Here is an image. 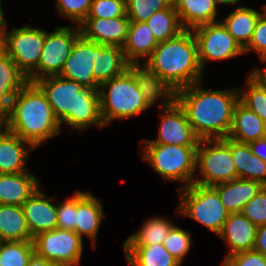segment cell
<instances>
[{
	"instance_id": "obj_1",
	"label": "cell",
	"mask_w": 266,
	"mask_h": 266,
	"mask_svg": "<svg viewBox=\"0 0 266 266\" xmlns=\"http://www.w3.org/2000/svg\"><path fill=\"white\" fill-rule=\"evenodd\" d=\"M175 101L200 140L223 139L231 129L233 114L239 102V90H205L202 81L179 89Z\"/></svg>"
},
{
	"instance_id": "obj_2",
	"label": "cell",
	"mask_w": 266,
	"mask_h": 266,
	"mask_svg": "<svg viewBox=\"0 0 266 266\" xmlns=\"http://www.w3.org/2000/svg\"><path fill=\"white\" fill-rule=\"evenodd\" d=\"M34 83L45 94L60 125L84 132L93 125L103 128L98 90L85 89L62 76H48Z\"/></svg>"
},
{
	"instance_id": "obj_3",
	"label": "cell",
	"mask_w": 266,
	"mask_h": 266,
	"mask_svg": "<svg viewBox=\"0 0 266 266\" xmlns=\"http://www.w3.org/2000/svg\"><path fill=\"white\" fill-rule=\"evenodd\" d=\"M3 128L35 148L62 131L45 94L34 82H27L12 99L9 118Z\"/></svg>"
},
{
	"instance_id": "obj_4",
	"label": "cell",
	"mask_w": 266,
	"mask_h": 266,
	"mask_svg": "<svg viewBox=\"0 0 266 266\" xmlns=\"http://www.w3.org/2000/svg\"><path fill=\"white\" fill-rule=\"evenodd\" d=\"M173 90L203 81L198 59L197 41L192 30H183L176 37L159 42L145 61Z\"/></svg>"
},
{
	"instance_id": "obj_5",
	"label": "cell",
	"mask_w": 266,
	"mask_h": 266,
	"mask_svg": "<svg viewBox=\"0 0 266 266\" xmlns=\"http://www.w3.org/2000/svg\"><path fill=\"white\" fill-rule=\"evenodd\" d=\"M98 92L101 118L105 126L110 125L113 119L125 120L149 108L129 70L101 84Z\"/></svg>"
},
{
	"instance_id": "obj_6",
	"label": "cell",
	"mask_w": 266,
	"mask_h": 266,
	"mask_svg": "<svg viewBox=\"0 0 266 266\" xmlns=\"http://www.w3.org/2000/svg\"><path fill=\"white\" fill-rule=\"evenodd\" d=\"M140 148L143 160L166 181L182 182L181 188L194 183L197 146L143 144Z\"/></svg>"
},
{
	"instance_id": "obj_7",
	"label": "cell",
	"mask_w": 266,
	"mask_h": 266,
	"mask_svg": "<svg viewBox=\"0 0 266 266\" xmlns=\"http://www.w3.org/2000/svg\"><path fill=\"white\" fill-rule=\"evenodd\" d=\"M178 191L180 202L176 209L177 214L189 216L219 235L230 213L222 204L217 190L213 186L192 183L178 188Z\"/></svg>"
},
{
	"instance_id": "obj_8",
	"label": "cell",
	"mask_w": 266,
	"mask_h": 266,
	"mask_svg": "<svg viewBox=\"0 0 266 266\" xmlns=\"http://www.w3.org/2000/svg\"><path fill=\"white\" fill-rule=\"evenodd\" d=\"M197 168L200 170L201 178L195 179V184L215 186L237 179L230 150V139L226 137L200 140L196 150Z\"/></svg>"
},
{
	"instance_id": "obj_9",
	"label": "cell",
	"mask_w": 266,
	"mask_h": 266,
	"mask_svg": "<svg viewBox=\"0 0 266 266\" xmlns=\"http://www.w3.org/2000/svg\"><path fill=\"white\" fill-rule=\"evenodd\" d=\"M44 45V30L25 25L7 32V22L0 25V47L28 77L37 67Z\"/></svg>"
},
{
	"instance_id": "obj_10",
	"label": "cell",
	"mask_w": 266,
	"mask_h": 266,
	"mask_svg": "<svg viewBox=\"0 0 266 266\" xmlns=\"http://www.w3.org/2000/svg\"><path fill=\"white\" fill-rule=\"evenodd\" d=\"M80 35L79 25L56 27L51 33L44 30V45L38 67L27 77V81L58 76Z\"/></svg>"
},
{
	"instance_id": "obj_11",
	"label": "cell",
	"mask_w": 266,
	"mask_h": 266,
	"mask_svg": "<svg viewBox=\"0 0 266 266\" xmlns=\"http://www.w3.org/2000/svg\"><path fill=\"white\" fill-rule=\"evenodd\" d=\"M34 253L59 266L80 265L83 239L74 231L54 229L33 237Z\"/></svg>"
},
{
	"instance_id": "obj_12",
	"label": "cell",
	"mask_w": 266,
	"mask_h": 266,
	"mask_svg": "<svg viewBox=\"0 0 266 266\" xmlns=\"http://www.w3.org/2000/svg\"><path fill=\"white\" fill-rule=\"evenodd\" d=\"M198 46V59L204 71L207 61L226 60L242 55L244 49L221 21L199 25L192 29Z\"/></svg>"
},
{
	"instance_id": "obj_13",
	"label": "cell",
	"mask_w": 266,
	"mask_h": 266,
	"mask_svg": "<svg viewBox=\"0 0 266 266\" xmlns=\"http://www.w3.org/2000/svg\"><path fill=\"white\" fill-rule=\"evenodd\" d=\"M160 111L161 125L158 138L142 139L141 143L198 146L200 139L194 133L184 110L176 101L166 108H161Z\"/></svg>"
},
{
	"instance_id": "obj_14",
	"label": "cell",
	"mask_w": 266,
	"mask_h": 266,
	"mask_svg": "<svg viewBox=\"0 0 266 266\" xmlns=\"http://www.w3.org/2000/svg\"><path fill=\"white\" fill-rule=\"evenodd\" d=\"M96 59V43L80 35L73 44L71 53L59 76L81 84L85 89L98 90L93 78Z\"/></svg>"
},
{
	"instance_id": "obj_15",
	"label": "cell",
	"mask_w": 266,
	"mask_h": 266,
	"mask_svg": "<svg viewBox=\"0 0 266 266\" xmlns=\"http://www.w3.org/2000/svg\"><path fill=\"white\" fill-rule=\"evenodd\" d=\"M128 70L133 74L147 105L151 107L160 99V107L166 108L175 101L173 90L146 62H130Z\"/></svg>"
},
{
	"instance_id": "obj_16",
	"label": "cell",
	"mask_w": 266,
	"mask_h": 266,
	"mask_svg": "<svg viewBox=\"0 0 266 266\" xmlns=\"http://www.w3.org/2000/svg\"><path fill=\"white\" fill-rule=\"evenodd\" d=\"M130 20L125 13L118 18H86L80 25L81 35L97 44L123 47Z\"/></svg>"
},
{
	"instance_id": "obj_17",
	"label": "cell",
	"mask_w": 266,
	"mask_h": 266,
	"mask_svg": "<svg viewBox=\"0 0 266 266\" xmlns=\"http://www.w3.org/2000/svg\"><path fill=\"white\" fill-rule=\"evenodd\" d=\"M53 197L47 198L40 187L22 205L26 223L32 237L57 228L56 205Z\"/></svg>"
},
{
	"instance_id": "obj_18",
	"label": "cell",
	"mask_w": 266,
	"mask_h": 266,
	"mask_svg": "<svg viewBox=\"0 0 266 266\" xmlns=\"http://www.w3.org/2000/svg\"><path fill=\"white\" fill-rule=\"evenodd\" d=\"M257 226L241 212L230 213L218 235L230 250L226 257L253 250L256 241Z\"/></svg>"
},
{
	"instance_id": "obj_19",
	"label": "cell",
	"mask_w": 266,
	"mask_h": 266,
	"mask_svg": "<svg viewBox=\"0 0 266 266\" xmlns=\"http://www.w3.org/2000/svg\"><path fill=\"white\" fill-rule=\"evenodd\" d=\"M33 149L31 143L0 127V174L28 171L25 165Z\"/></svg>"
},
{
	"instance_id": "obj_20",
	"label": "cell",
	"mask_w": 266,
	"mask_h": 266,
	"mask_svg": "<svg viewBox=\"0 0 266 266\" xmlns=\"http://www.w3.org/2000/svg\"><path fill=\"white\" fill-rule=\"evenodd\" d=\"M103 219L101 200L90 192L77 191L76 233L82 238L86 235L96 248L97 233Z\"/></svg>"
},
{
	"instance_id": "obj_21",
	"label": "cell",
	"mask_w": 266,
	"mask_h": 266,
	"mask_svg": "<svg viewBox=\"0 0 266 266\" xmlns=\"http://www.w3.org/2000/svg\"><path fill=\"white\" fill-rule=\"evenodd\" d=\"M0 174V204L22 206L41 186L33 173Z\"/></svg>"
},
{
	"instance_id": "obj_22",
	"label": "cell",
	"mask_w": 266,
	"mask_h": 266,
	"mask_svg": "<svg viewBox=\"0 0 266 266\" xmlns=\"http://www.w3.org/2000/svg\"><path fill=\"white\" fill-rule=\"evenodd\" d=\"M128 66L129 62L125 57L122 47L96 43L93 78L98 86L124 74L128 70Z\"/></svg>"
},
{
	"instance_id": "obj_23",
	"label": "cell",
	"mask_w": 266,
	"mask_h": 266,
	"mask_svg": "<svg viewBox=\"0 0 266 266\" xmlns=\"http://www.w3.org/2000/svg\"><path fill=\"white\" fill-rule=\"evenodd\" d=\"M227 137L233 141L247 144L264 138L266 137L265 122L239 101L235 107L231 129Z\"/></svg>"
},
{
	"instance_id": "obj_24",
	"label": "cell",
	"mask_w": 266,
	"mask_h": 266,
	"mask_svg": "<svg viewBox=\"0 0 266 266\" xmlns=\"http://www.w3.org/2000/svg\"><path fill=\"white\" fill-rule=\"evenodd\" d=\"M229 213H240L245 204L264 187L260 182L246 179H234L213 186Z\"/></svg>"
},
{
	"instance_id": "obj_25",
	"label": "cell",
	"mask_w": 266,
	"mask_h": 266,
	"mask_svg": "<svg viewBox=\"0 0 266 266\" xmlns=\"http://www.w3.org/2000/svg\"><path fill=\"white\" fill-rule=\"evenodd\" d=\"M157 45L158 42L150 31L146 21H130L127 39L122 47L129 63L140 62L143 58L142 62H145L151 56Z\"/></svg>"
},
{
	"instance_id": "obj_26",
	"label": "cell",
	"mask_w": 266,
	"mask_h": 266,
	"mask_svg": "<svg viewBox=\"0 0 266 266\" xmlns=\"http://www.w3.org/2000/svg\"><path fill=\"white\" fill-rule=\"evenodd\" d=\"M230 150L237 178L257 181L266 186V162L252 153L249 144L230 139Z\"/></svg>"
},
{
	"instance_id": "obj_27",
	"label": "cell",
	"mask_w": 266,
	"mask_h": 266,
	"mask_svg": "<svg viewBox=\"0 0 266 266\" xmlns=\"http://www.w3.org/2000/svg\"><path fill=\"white\" fill-rule=\"evenodd\" d=\"M184 29L218 22V8L215 0H179L175 6Z\"/></svg>"
},
{
	"instance_id": "obj_28",
	"label": "cell",
	"mask_w": 266,
	"mask_h": 266,
	"mask_svg": "<svg viewBox=\"0 0 266 266\" xmlns=\"http://www.w3.org/2000/svg\"><path fill=\"white\" fill-rule=\"evenodd\" d=\"M262 14L254 8L239 6L222 19L221 23L244 49L249 44L256 23Z\"/></svg>"
},
{
	"instance_id": "obj_29",
	"label": "cell",
	"mask_w": 266,
	"mask_h": 266,
	"mask_svg": "<svg viewBox=\"0 0 266 266\" xmlns=\"http://www.w3.org/2000/svg\"><path fill=\"white\" fill-rule=\"evenodd\" d=\"M0 241H33L22 206L0 204Z\"/></svg>"
},
{
	"instance_id": "obj_30",
	"label": "cell",
	"mask_w": 266,
	"mask_h": 266,
	"mask_svg": "<svg viewBox=\"0 0 266 266\" xmlns=\"http://www.w3.org/2000/svg\"><path fill=\"white\" fill-rule=\"evenodd\" d=\"M125 259L131 266H181L163 244L123 246Z\"/></svg>"
},
{
	"instance_id": "obj_31",
	"label": "cell",
	"mask_w": 266,
	"mask_h": 266,
	"mask_svg": "<svg viewBox=\"0 0 266 266\" xmlns=\"http://www.w3.org/2000/svg\"><path fill=\"white\" fill-rule=\"evenodd\" d=\"M174 224L163 217H151L143 223V226L134 232L123 246H147L163 244L164 239L171 231Z\"/></svg>"
},
{
	"instance_id": "obj_32",
	"label": "cell",
	"mask_w": 266,
	"mask_h": 266,
	"mask_svg": "<svg viewBox=\"0 0 266 266\" xmlns=\"http://www.w3.org/2000/svg\"><path fill=\"white\" fill-rule=\"evenodd\" d=\"M146 23L158 43L174 38L185 30L173 6L154 12Z\"/></svg>"
},
{
	"instance_id": "obj_33",
	"label": "cell",
	"mask_w": 266,
	"mask_h": 266,
	"mask_svg": "<svg viewBox=\"0 0 266 266\" xmlns=\"http://www.w3.org/2000/svg\"><path fill=\"white\" fill-rule=\"evenodd\" d=\"M33 254V241H0V266H27Z\"/></svg>"
},
{
	"instance_id": "obj_34",
	"label": "cell",
	"mask_w": 266,
	"mask_h": 266,
	"mask_svg": "<svg viewBox=\"0 0 266 266\" xmlns=\"http://www.w3.org/2000/svg\"><path fill=\"white\" fill-rule=\"evenodd\" d=\"M246 91L239 90V101L258 115L263 121L266 120V85L258 82L252 75L246 79ZM242 91V92H241Z\"/></svg>"
},
{
	"instance_id": "obj_35",
	"label": "cell",
	"mask_w": 266,
	"mask_h": 266,
	"mask_svg": "<svg viewBox=\"0 0 266 266\" xmlns=\"http://www.w3.org/2000/svg\"><path fill=\"white\" fill-rule=\"evenodd\" d=\"M27 82V77L0 47V91H19Z\"/></svg>"
},
{
	"instance_id": "obj_36",
	"label": "cell",
	"mask_w": 266,
	"mask_h": 266,
	"mask_svg": "<svg viewBox=\"0 0 266 266\" xmlns=\"http://www.w3.org/2000/svg\"><path fill=\"white\" fill-rule=\"evenodd\" d=\"M191 241V235L187 230L174 225L164 239L163 245L180 264H183L184 257L190 251Z\"/></svg>"
},
{
	"instance_id": "obj_37",
	"label": "cell",
	"mask_w": 266,
	"mask_h": 266,
	"mask_svg": "<svg viewBox=\"0 0 266 266\" xmlns=\"http://www.w3.org/2000/svg\"><path fill=\"white\" fill-rule=\"evenodd\" d=\"M126 14L130 21H147L154 12L169 5L164 0H125Z\"/></svg>"
},
{
	"instance_id": "obj_38",
	"label": "cell",
	"mask_w": 266,
	"mask_h": 266,
	"mask_svg": "<svg viewBox=\"0 0 266 266\" xmlns=\"http://www.w3.org/2000/svg\"><path fill=\"white\" fill-rule=\"evenodd\" d=\"M92 2L93 0H56V7L59 15L80 25L87 18Z\"/></svg>"
},
{
	"instance_id": "obj_39",
	"label": "cell",
	"mask_w": 266,
	"mask_h": 266,
	"mask_svg": "<svg viewBox=\"0 0 266 266\" xmlns=\"http://www.w3.org/2000/svg\"><path fill=\"white\" fill-rule=\"evenodd\" d=\"M125 13V0H93L87 18H118Z\"/></svg>"
},
{
	"instance_id": "obj_40",
	"label": "cell",
	"mask_w": 266,
	"mask_h": 266,
	"mask_svg": "<svg viewBox=\"0 0 266 266\" xmlns=\"http://www.w3.org/2000/svg\"><path fill=\"white\" fill-rule=\"evenodd\" d=\"M57 228L76 233L77 191L71 198L56 204Z\"/></svg>"
},
{
	"instance_id": "obj_41",
	"label": "cell",
	"mask_w": 266,
	"mask_h": 266,
	"mask_svg": "<svg viewBox=\"0 0 266 266\" xmlns=\"http://www.w3.org/2000/svg\"><path fill=\"white\" fill-rule=\"evenodd\" d=\"M241 213L256 226L266 224V186L245 204Z\"/></svg>"
},
{
	"instance_id": "obj_42",
	"label": "cell",
	"mask_w": 266,
	"mask_h": 266,
	"mask_svg": "<svg viewBox=\"0 0 266 266\" xmlns=\"http://www.w3.org/2000/svg\"><path fill=\"white\" fill-rule=\"evenodd\" d=\"M259 17L249 44L244 48V53L254 50L259 57L266 53V4Z\"/></svg>"
},
{
	"instance_id": "obj_43",
	"label": "cell",
	"mask_w": 266,
	"mask_h": 266,
	"mask_svg": "<svg viewBox=\"0 0 266 266\" xmlns=\"http://www.w3.org/2000/svg\"><path fill=\"white\" fill-rule=\"evenodd\" d=\"M222 266H266V256L254 249L248 250L226 257Z\"/></svg>"
},
{
	"instance_id": "obj_44",
	"label": "cell",
	"mask_w": 266,
	"mask_h": 266,
	"mask_svg": "<svg viewBox=\"0 0 266 266\" xmlns=\"http://www.w3.org/2000/svg\"><path fill=\"white\" fill-rule=\"evenodd\" d=\"M19 91H0V127H4L9 114L12 99Z\"/></svg>"
},
{
	"instance_id": "obj_45",
	"label": "cell",
	"mask_w": 266,
	"mask_h": 266,
	"mask_svg": "<svg viewBox=\"0 0 266 266\" xmlns=\"http://www.w3.org/2000/svg\"><path fill=\"white\" fill-rule=\"evenodd\" d=\"M254 250L266 256V224L257 226Z\"/></svg>"
},
{
	"instance_id": "obj_46",
	"label": "cell",
	"mask_w": 266,
	"mask_h": 266,
	"mask_svg": "<svg viewBox=\"0 0 266 266\" xmlns=\"http://www.w3.org/2000/svg\"><path fill=\"white\" fill-rule=\"evenodd\" d=\"M248 144L252 153L266 162V137L251 141Z\"/></svg>"
},
{
	"instance_id": "obj_47",
	"label": "cell",
	"mask_w": 266,
	"mask_h": 266,
	"mask_svg": "<svg viewBox=\"0 0 266 266\" xmlns=\"http://www.w3.org/2000/svg\"><path fill=\"white\" fill-rule=\"evenodd\" d=\"M262 62H266V53L259 57ZM258 82L266 85V67L262 72L259 68H255L249 72Z\"/></svg>"
},
{
	"instance_id": "obj_48",
	"label": "cell",
	"mask_w": 266,
	"mask_h": 266,
	"mask_svg": "<svg viewBox=\"0 0 266 266\" xmlns=\"http://www.w3.org/2000/svg\"><path fill=\"white\" fill-rule=\"evenodd\" d=\"M27 266H59L53 262H50L42 257L37 256L35 253L30 258Z\"/></svg>"
},
{
	"instance_id": "obj_49",
	"label": "cell",
	"mask_w": 266,
	"mask_h": 266,
	"mask_svg": "<svg viewBox=\"0 0 266 266\" xmlns=\"http://www.w3.org/2000/svg\"><path fill=\"white\" fill-rule=\"evenodd\" d=\"M241 0H215L217 5H233V4H237L238 2H240Z\"/></svg>"
},
{
	"instance_id": "obj_50",
	"label": "cell",
	"mask_w": 266,
	"mask_h": 266,
	"mask_svg": "<svg viewBox=\"0 0 266 266\" xmlns=\"http://www.w3.org/2000/svg\"><path fill=\"white\" fill-rule=\"evenodd\" d=\"M169 6L175 7L179 0H164Z\"/></svg>"
},
{
	"instance_id": "obj_51",
	"label": "cell",
	"mask_w": 266,
	"mask_h": 266,
	"mask_svg": "<svg viewBox=\"0 0 266 266\" xmlns=\"http://www.w3.org/2000/svg\"><path fill=\"white\" fill-rule=\"evenodd\" d=\"M1 1H2V0H0V25H1L3 22L6 21L5 18H4V15H3V10H2V7H1Z\"/></svg>"
}]
</instances>
